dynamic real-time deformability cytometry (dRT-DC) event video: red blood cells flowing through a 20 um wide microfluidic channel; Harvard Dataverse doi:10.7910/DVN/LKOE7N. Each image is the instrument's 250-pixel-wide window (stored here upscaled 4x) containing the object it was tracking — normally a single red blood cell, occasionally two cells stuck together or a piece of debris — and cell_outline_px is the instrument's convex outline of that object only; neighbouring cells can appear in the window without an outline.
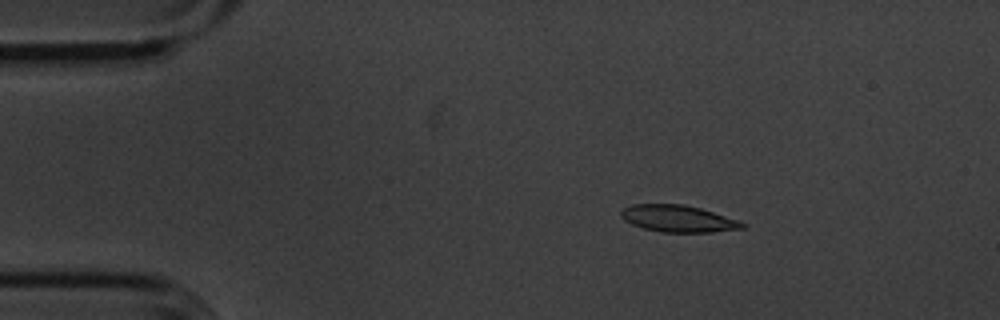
{"species": "common noctule bat (a hibernating species)", "species_latin": "Nyctalus noctula", "temperature_condition": "cold", "stored_images_in_passage": 8, "camera_frame_rate_fps": 3000, "um_per_image_px": 0.085, "animal": {"sex": "male", "body_mass_g": 20.1, "forearm_length_mm": 53.5}, "frame": {"image": 1, "passage_image": 1, "time_ms": 0.0, "image_size_px": [1000, 320], "cell_outline_px": [[748, 224], [744, 228], [712, 232], [660, 232], [644, 228], [632, 224], [624, 220], [620, 216], [620, 212], [624, 208], [632, 204], [684, 204], [700, 208]], "centroid_in_image_um": [57.61, 18.58], "position_along_channel_um": 27.4, "area_um2": 18.84}}